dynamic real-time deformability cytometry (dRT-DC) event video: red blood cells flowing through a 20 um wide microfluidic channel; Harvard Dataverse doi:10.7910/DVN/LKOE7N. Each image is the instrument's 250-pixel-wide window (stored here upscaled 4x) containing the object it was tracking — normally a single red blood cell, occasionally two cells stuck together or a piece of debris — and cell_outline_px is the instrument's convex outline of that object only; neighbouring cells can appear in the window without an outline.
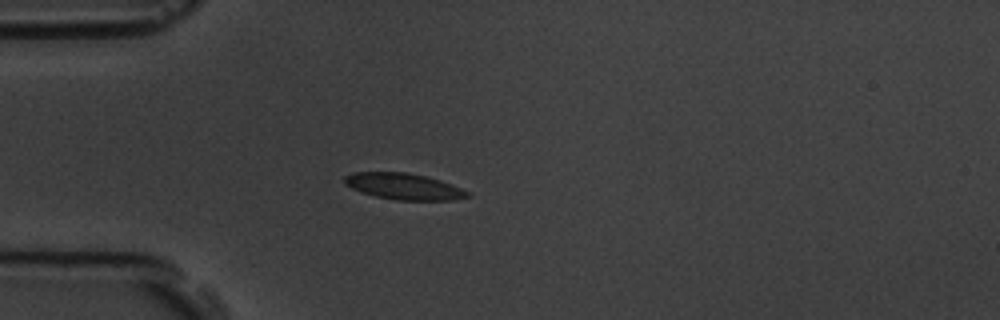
{"species": "common noctule bat (a hibernating species)", "species_latin": "Nyctalus noctula", "temperature_condition": "room temperature", "stored_images_in_passage": 6, "camera_frame_rate_fps": 3000, "um_per_image_px": 0.085, "animal": {"sex": "male", "body_mass_g": 19.5, "forearm_length_mm": 54.6}, "frame": {"image": 1, "passage_image": 4, "time_ms": 3.667, "image_size_px": [1000, 320], "cell_outline_px": [[472, 196], [452, 200], [396, 200], [376, 196], [360, 192], [344, 184], [344, 176], [352, 172], [404, 172], [424, 176], [440, 180], [452, 184], [472, 192]], "centroid_in_image_um": [34.34, 15.85], "position_along_channel_um": 50.7, "area_um2": 18.96}}
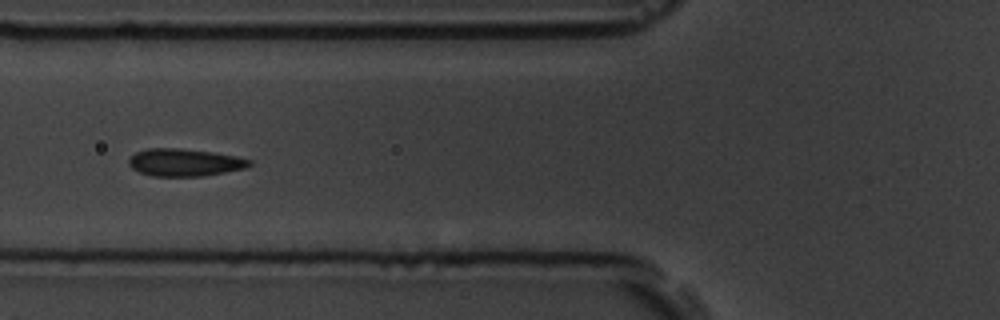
{"frame": {"image": 2, "passage_image": 6, "time_ms": 5.667, "image_size_px": [1000, 320], "cell_outline_px": [[252, 164], [244, 168], [204, 176], [152, 176], [140, 172], [132, 168], [128, 164], [128, 160], [136, 152], [148, 148], [180, 148], [212, 152], [236, 156], [252, 160]], "centroid_in_image_um": [15.68, 13.8], "position_along_channel_um": 110.1, "area_um2": 19.25}}